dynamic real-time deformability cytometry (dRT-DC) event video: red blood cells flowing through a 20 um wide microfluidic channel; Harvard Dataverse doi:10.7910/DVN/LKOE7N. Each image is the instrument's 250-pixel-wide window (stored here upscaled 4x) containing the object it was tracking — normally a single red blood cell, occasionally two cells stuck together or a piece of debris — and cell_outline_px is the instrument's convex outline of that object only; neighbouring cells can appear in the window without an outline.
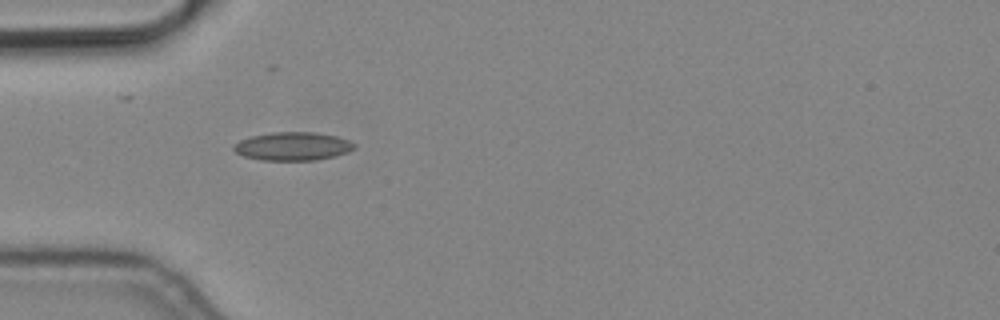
{"species": "common noctule bat (a hibernating species)", "species_latin": "Nyctalus noctula", "temperature_condition": "cold", "stored_images_in_passage": 2, "camera_frame_rate_fps": 3000, "um_per_image_px": 0.085, "animal": {"sex": "male", "body_mass_g": 19.2, "forearm_length_mm": 51.8}, "frame": {"image": 1, "passage_image": 1, "time_ms": 0.0, "image_size_px": [1000, 320], "cell_outline_px": [[356, 148], [348, 152], [336, 156], [316, 160], [260, 160], [244, 156], [236, 152], [232, 148], [232, 144], [240, 140], [252, 136], [272, 132], [316, 132], [336, 136], [348, 140], [356, 144]], "centroid_in_image_um": [24.89, 12.43], "position_along_channel_um": 60.1, "area_um2": 20.06}}
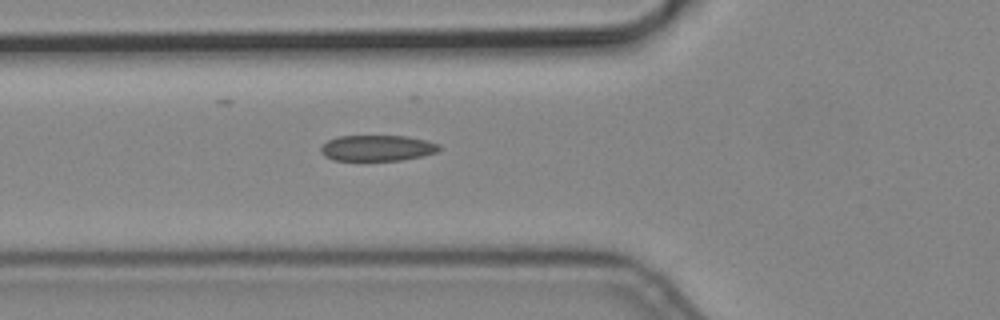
{"frame": {"image": 2, "passage_image": 2, "time_ms": 0.333, "image_size_px": [1000, 320], "cell_outline_px": [[440, 148], [436, 152], [420, 156], [400, 160], [332, 160], [324, 156], [320, 152], [320, 148], [328, 140], [336, 136], [408, 136], [440, 144]], "centroid_in_image_um": [32.02, 12.58], "position_along_channel_um": 93.8, "area_um2": 17.74}}